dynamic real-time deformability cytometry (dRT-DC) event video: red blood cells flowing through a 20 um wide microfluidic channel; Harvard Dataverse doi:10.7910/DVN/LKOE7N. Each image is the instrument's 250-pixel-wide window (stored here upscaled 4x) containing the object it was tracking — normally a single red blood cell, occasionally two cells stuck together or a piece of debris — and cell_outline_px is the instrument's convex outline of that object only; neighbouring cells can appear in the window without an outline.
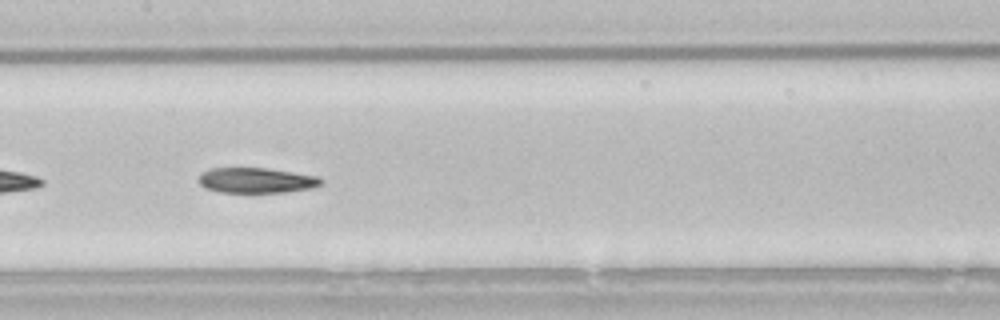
{"species": "common noctule bat (a hibernating species)", "species_latin": "Nyctalus noctula", "temperature_condition": "room temperature", "stored_images_in_passage": 30, "camera_frame_rate_fps": 3000, "um_per_image_px": 0.085, "animal": {"sex": "male", "body_mass_g": 21.5, "forearm_length_mm": 52.0}, "frame": {"image": 1, "passage_image": 25, "time_ms": 8.0, "image_size_px": [1000, 320], "cell_outline_px": [[324, 180], [320, 184], [312, 188], [284, 192], [220, 192], [204, 188], [196, 180], [200, 172], [212, 168], [268, 168], [316, 176]], "centroid_in_image_um": [21.72, 15.32], "position_along_channel_um": 185.7, "area_um2": 18.09}}
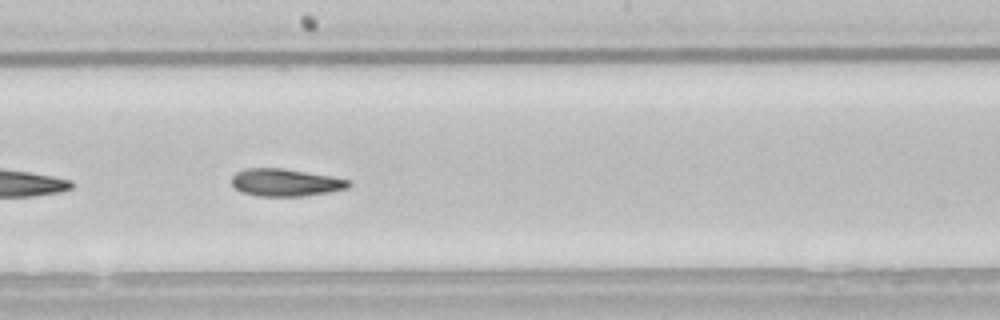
{"frame": {"image": 2, "passage_image": 28, "time_ms": 9.0, "image_size_px": [1000, 320], "cell_outline_px": [[352, 184], [348, 188], [328, 192], [304, 196], [256, 196], [240, 192], [232, 184], [232, 176], [236, 172], [244, 168], [284, 168], [332, 176], [352, 180]], "centroid_in_image_um": [24.28, 15.51], "position_along_channel_um": 223.9, "area_um2": 18.96}}